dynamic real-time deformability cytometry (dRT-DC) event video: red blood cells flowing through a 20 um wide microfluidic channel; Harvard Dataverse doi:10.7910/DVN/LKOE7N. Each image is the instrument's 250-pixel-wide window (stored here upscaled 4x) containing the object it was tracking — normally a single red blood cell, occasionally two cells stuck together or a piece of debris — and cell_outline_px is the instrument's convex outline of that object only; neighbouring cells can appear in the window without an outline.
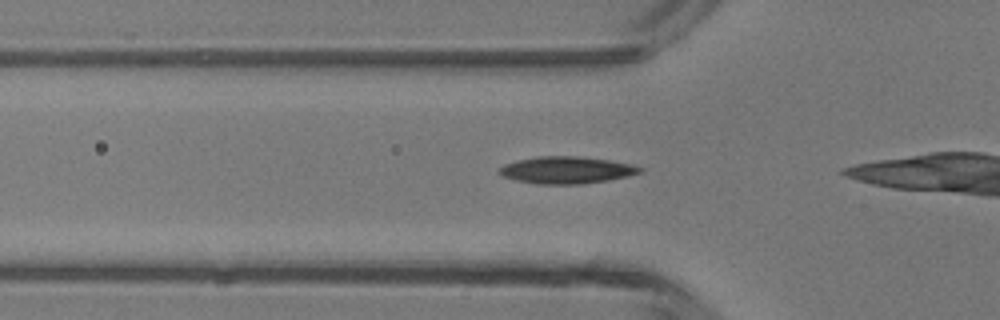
{"species": "common noctule bat (a hibernating species)", "species_latin": "Nyctalus noctula", "temperature_condition": "room temperature", "stored_images_in_passage": 15, "camera_frame_rate_fps": 3000, "um_per_image_px": 0.085, "animal": {"sex": "male", "body_mass_g": 13.3}, "frame": {"image": 1, "passage_image": 2, "time_ms": 0.333, "image_size_px": [1000, 320], "cell_outline_px": [[644, 172], [628, 176], [608, 180], [580, 184], [540, 184], [516, 180], [504, 176], [496, 172], [504, 164], [516, 160], [536, 156], [580, 156], [608, 160], [632, 164], [644, 168]], "centroid_in_image_um": [48.17, 14.45], "position_along_channel_um": 77.6, "area_um2": 22.25}}
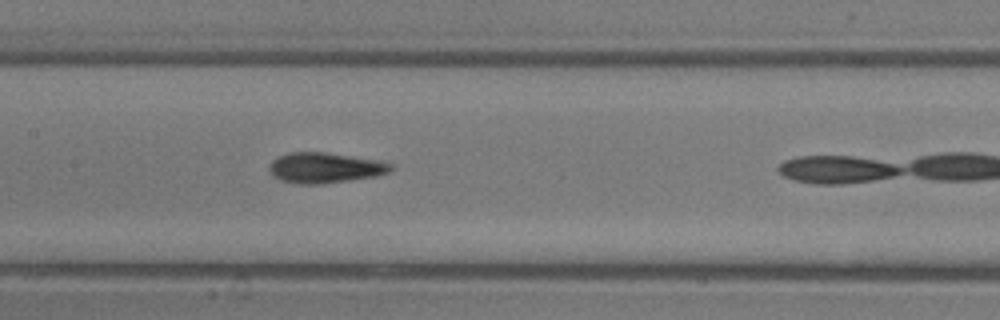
{"frame": {"image": 2, "passage_image": 9, "time_ms": 2.667, "image_size_px": [1000, 320], "cell_outline_px": [[392, 168], [388, 172], [376, 176], [320, 184], [300, 184], [280, 180], [272, 176], [268, 172], [268, 164], [276, 156], [288, 152], [324, 152], [380, 160], [392, 164]], "centroid_in_image_um": [27.55, 14.25], "position_along_channel_um": 179.9, "area_um2": 21.73}}
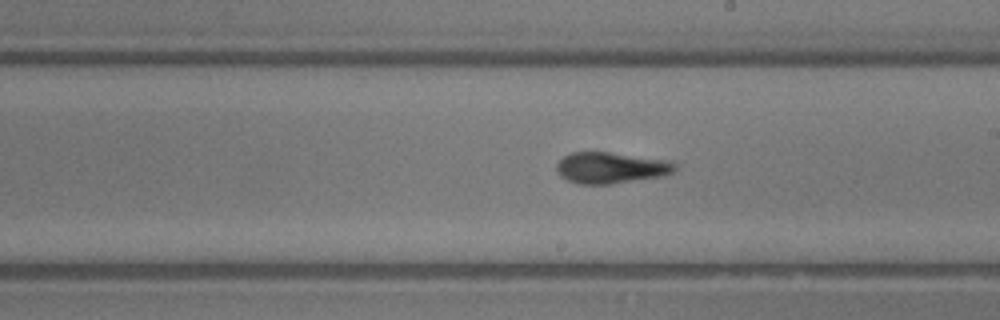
{"frame": {"image": 3, "passage_image": 13, "time_ms": 4.0, "image_size_px": [1000, 320], "cell_outline_px": [[676, 168], [672, 172], [664, 176], [612, 184], [580, 184], [568, 180], [560, 176], [556, 172], [556, 164], [564, 156], [572, 152], [608, 152], [672, 160], [676, 164]], "centroid_in_image_um": [51.94, 14.26], "position_along_channel_um": 237.1, "area_um2": 21.73}}